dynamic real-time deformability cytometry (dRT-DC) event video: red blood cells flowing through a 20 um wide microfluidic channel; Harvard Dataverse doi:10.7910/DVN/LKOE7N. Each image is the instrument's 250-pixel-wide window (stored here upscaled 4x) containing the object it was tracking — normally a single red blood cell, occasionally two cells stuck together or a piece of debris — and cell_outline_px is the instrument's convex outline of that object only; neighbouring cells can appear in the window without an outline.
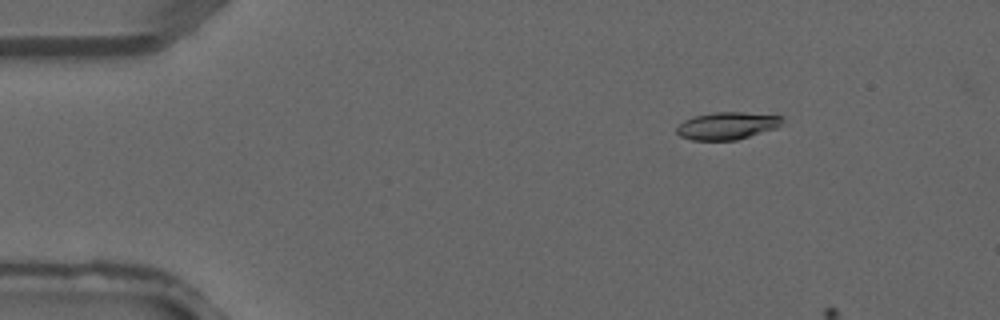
{"species": "common noctule bat (a hibernating species)", "species_latin": "Nyctalus noctula", "temperature_condition": "warm", "stored_images_in_passage": 5, "camera_frame_rate_fps": 3000, "um_per_image_px": 0.085, "animal": {"sex": "male", "forearm_length_mm": 52.5}, "frame": {"image": 1, "passage_image": 2, "time_ms": 0.333, "image_size_px": [1000, 320], "cell_outline_px": [[784, 120], [776, 128], [736, 140], [692, 140], [680, 136], [676, 132], [676, 128], [684, 120], [696, 116], [716, 112], [744, 112], [784, 116]], "centroid_in_image_um": [61.82, 10.69], "position_along_channel_um": 23.2, "area_um2": 16.76}}
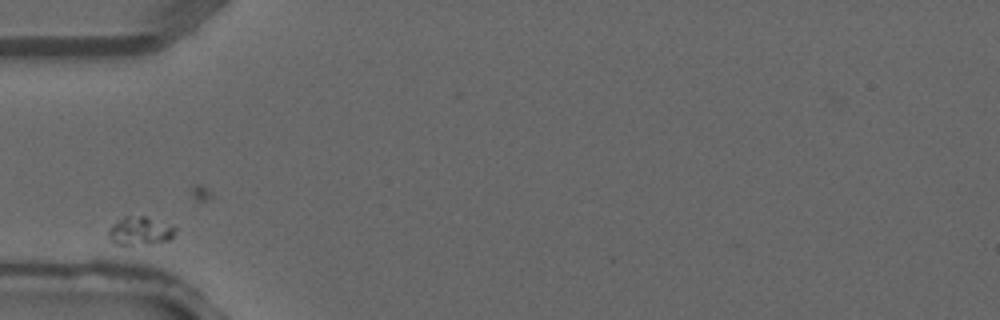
{"frame": {"image": 2, "passage_image": 4, "time_ms": 1.0, "image_size_px": [1000, 320], "cell_outline_px": [[176, 228], [172, 240], [128, 244], [116, 244], [108, 236], [108, 232], [112, 224], [124, 216], [144, 216]], "centroid_in_image_um": [11.88, 19.61], "position_along_channel_um": 73.1, "area_um2": 10.52}}
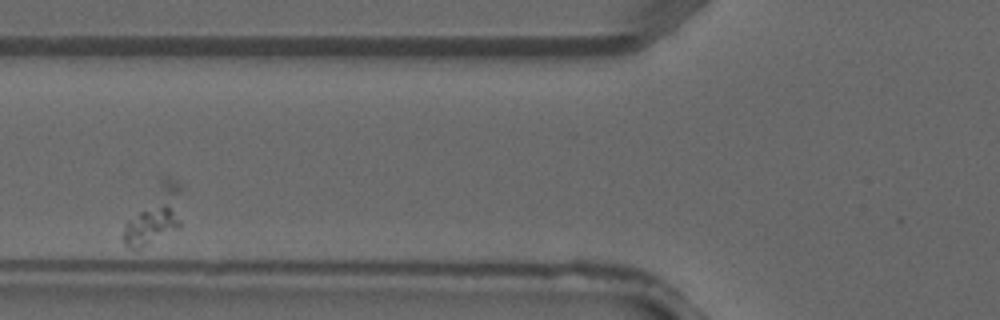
{"frame": {"image": 3, "passage_image": 5, "time_ms": 1.333, "image_size_px": [1000, 320], "cell_outline_px": [[180, 228], [140, 248], [128, 248], [124, 244], [124, 232], [128, 220], [160, 180], [164, 176], [168, 176], [176, 180], [180, 184]], "centroid_in_image_um": [13.18, 18.28], "position_along_channel_um": 112.6, "area_um2": 18.84}}